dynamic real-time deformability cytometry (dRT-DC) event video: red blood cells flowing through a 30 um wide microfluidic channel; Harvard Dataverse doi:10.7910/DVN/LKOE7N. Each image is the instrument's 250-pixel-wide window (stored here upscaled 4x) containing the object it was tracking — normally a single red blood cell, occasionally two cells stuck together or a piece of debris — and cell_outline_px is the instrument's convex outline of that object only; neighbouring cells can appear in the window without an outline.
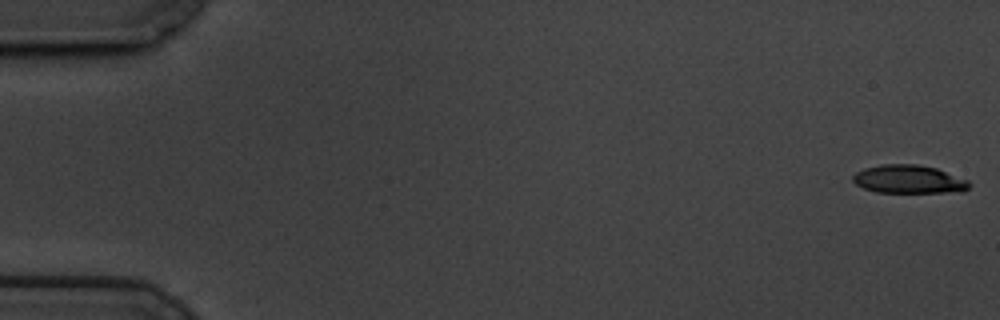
{"species": "common noctule bat (a hibernating species)", "species_latin": "Nyctalus noctula", "temperature_condition": "cold", "stored_images_in_passage": 13, "camera_frame_rate_fps": 3000, "um_per_image_px": 0.085, "animal": {"sex": "male", "body_mass_g": 19.5, "forearm_length_mm": 54.6}, "frame": {"image": 1, "passage_image": 1, "time_ms": 0.0, "image_size_px": [1000, 320], "cell_outline_px": [[972, 184], [964, 192], [876, 192], [864, 188], [856, 184], [852, 180], [852, 176], [856, 172], [864, 168], [880, 164], [916, 164], [936, 168], [968, 180]], "centroid_in_image_um": [77.25, 15.23], "position_along_channel_um": 7.7, "area_um2": 19.25}}